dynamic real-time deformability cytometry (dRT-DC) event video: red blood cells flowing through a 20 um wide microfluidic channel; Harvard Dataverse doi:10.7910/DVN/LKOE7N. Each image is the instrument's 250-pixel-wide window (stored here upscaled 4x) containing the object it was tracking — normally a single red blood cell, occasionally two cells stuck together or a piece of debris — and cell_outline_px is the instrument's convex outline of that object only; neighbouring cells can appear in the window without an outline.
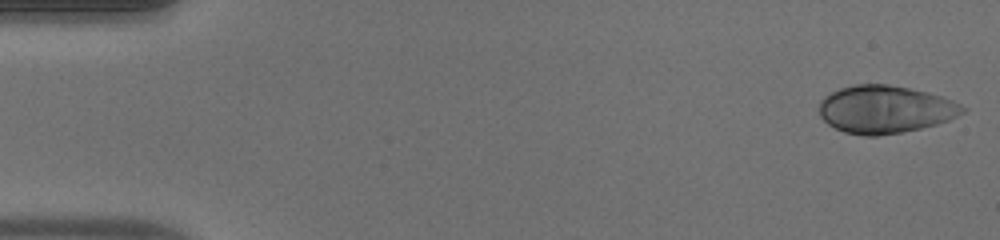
{"species": "human", "species_latin": "Homo sapiens", "temperature_condition": "warm", "stored_images_in_passage": 50, "camera_frame_rate_fps": 3000, "um_per_image_px": 0.085, "donor": {"sex": "male"}, "frame": {"image": 1, "passage_image": 1, "time_ms": 0.0, "image_size_px": [1000, 240], "cell_outline_px": [[968, 108], [964, 112], [948, 120], [936, 124], [920, 128], [900, 132], [876, 136], [864, 136], [844, 132], [828, 124], [820, 116], [820, 100], [824, 96], [840, 88], [852, 84], [888, 84], [928, 92], [952, 100]], "centroid_in_image_um": [75.22, 9.29], "position_along_channel_um": 9.8, "area_um2": 39.77}}
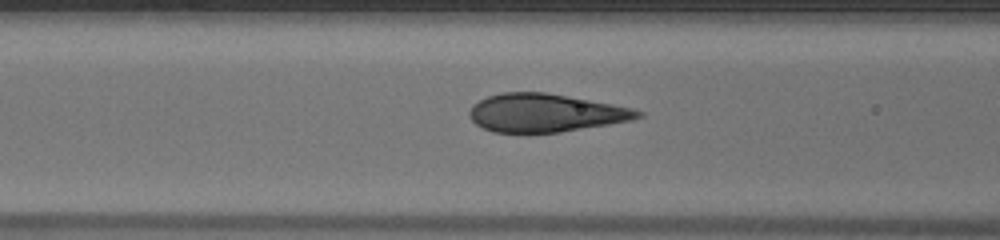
{"frame": {"image": 2, "passage_image": 20, "time_ms": 6.333, "image_size_px": [1000, 240], "cell_outline_px": [[644, 116], [632, 120], [560, 132], [492, 132], [476, 124], [468, 116], [468, 112], [472, 104], [488, 96], [500, 92], [544, 92], [612, 104], [632, 108], [644, 112]], "centroid_in_image_um": [46.33, 9.59], "position_along_channel_um": 120.3, "area_um2": 37.28}}
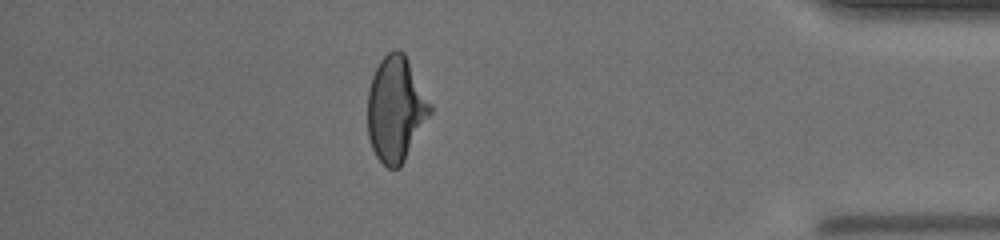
{"frame": {"image": 3, "passage_image": 44, "time_ms": 14.333, "image_size_px": [1000, 240], "cell_outline_px": [[432, 112], [400, 168], [388, 168], [376, 156], [372, 148], [368, 136], [368, 88], [372, 76], [380, 60], [392, 48], [400, 48], [404, 52], [432, 104]], "centroid_in_image_um": [33.65, 9.24], "position_along_channel_um": 401.6, "area_um2": 38.49}, "authors_computed_cell_mechanics": {"area_um2": 38.8705, "velocity_mm_per_s": 4.0052, "shape_relaxation_time_tau1_ms": 6.5789, "shape_relaxation_time_tau2_ms": null, "deformation_change_tau1": 0.2567, "deformation_change_tau2": null}}